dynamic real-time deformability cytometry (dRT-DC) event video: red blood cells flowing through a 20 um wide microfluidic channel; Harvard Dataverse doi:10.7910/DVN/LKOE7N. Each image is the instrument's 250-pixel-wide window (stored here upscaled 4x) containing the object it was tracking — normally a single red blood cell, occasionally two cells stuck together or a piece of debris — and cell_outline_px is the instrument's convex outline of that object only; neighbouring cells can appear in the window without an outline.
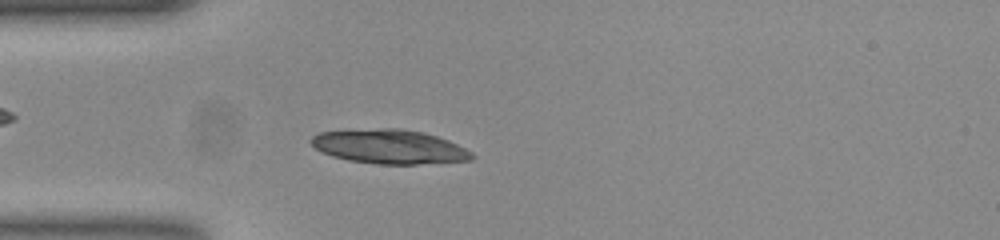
{"species": "common noctule bat (a hibernating species)", "species_latin": "Nyctalus noctula", "temperature_condition": "room temperature", "stored_images_in_passage": 39, "camera_frame_rate_fps": 3000, "um_per_image_px": 0.085, "animal": {"sex": "female", "body_mass_g": 23.0, "forearm_length_mm": 53.4}, "frame": {"image": 1, "passage_image": 10, "time_ms": 3.0, "image_size_px": [1000, 240], "cell_outline_px": [[476, 156], [472, 160], [416, 164], [376, 164], [348, 160], [332, 156], [320, 152], [308, 140], [312, 136], [320, 132], [384, 128], [400, 128], [424, 132], [448, 140], [472, 152]], "centroid_in_image_um": [33.09, 12.47], "position_along_channel_um": 51.9, "area_um2": 32.02}}
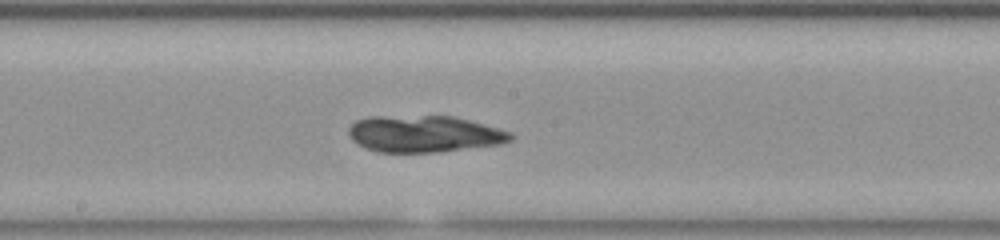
{"frame": {"image": 2, "passage_image": 23, "time_ms": 7.333, "image_size_px": [1000, 240], "cell_outline_px": [[516, 136], [512, 140], [500, 144], [436, 152], [376, 152], [352, 140], [348, 136], [348, 128], [356, 120], [368, 116], [452, 116], [468, 120], [512, 132]], "centroid_in_image_um": [36.05, 11.38], "position_along_channel_um": 212.2, "area_um2": 34.56}}
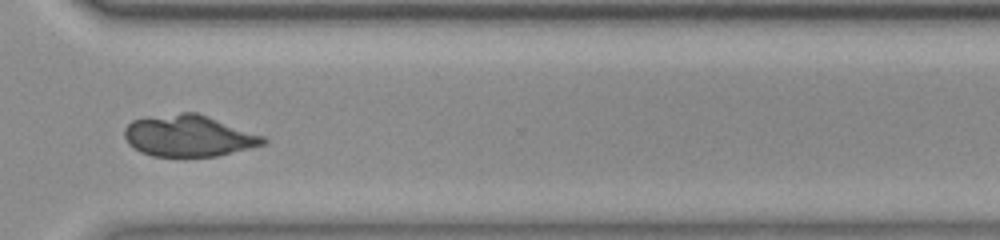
{"frame": {"image": 3, "passage_image": 34, "time_ms": 11.0, "image_size_px": [1000, 240], "cell_outline_px": [[268, 144], [216, 156], [152, 156], [140, 152], [128, 144], [124, 136], [124, 128], [132, 120], [148, 116], [180, 112], [196, 112], [264, 136], [268, 140]], "centroid_in_image_um": [16.02, 11.54], "position_along_channel_um": 354.6, "area_um2": 33.7}}